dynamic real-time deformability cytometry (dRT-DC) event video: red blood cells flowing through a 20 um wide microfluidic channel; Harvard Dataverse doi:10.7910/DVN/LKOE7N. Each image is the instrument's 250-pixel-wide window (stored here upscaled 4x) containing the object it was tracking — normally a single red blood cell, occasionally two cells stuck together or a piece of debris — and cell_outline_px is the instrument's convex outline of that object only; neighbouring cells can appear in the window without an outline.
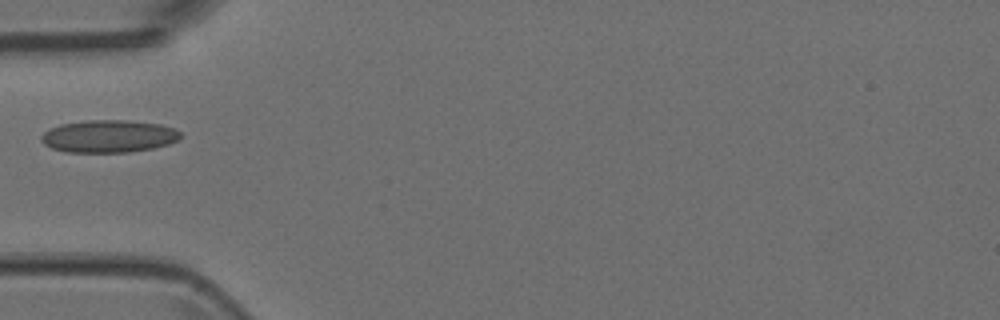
{"species": "Egyptian fruit bat (a non-hibernating species)", "species_latin": "Rousettus aegyptiacus", "temperature_condition": "room temperature", "stored_images_in_passage": 1, "camera_frame_rate_fps": 3000, "um_per_image_px": 0.085, "animal": {"sex": "female"}, "frame": {"image": 1, "passage_image": 1, "time_ms": 0.0, "image_size_px": [1000, 320], "cell_outline_px": [[180, 136], [176, 140], [168, 144], [152, 148], [128, 152], [64, 152], [52, 148], [44, 144], [40, 140], [40, 136], [48, 128], [60, 124], [84, 120], [128, 120], [160, 124], [172, 128], [180, 132]], "centroid_in_image_um": [9.17, 11.57], "position_along_channel_um": 75.8, "area_um2": 26.41}}